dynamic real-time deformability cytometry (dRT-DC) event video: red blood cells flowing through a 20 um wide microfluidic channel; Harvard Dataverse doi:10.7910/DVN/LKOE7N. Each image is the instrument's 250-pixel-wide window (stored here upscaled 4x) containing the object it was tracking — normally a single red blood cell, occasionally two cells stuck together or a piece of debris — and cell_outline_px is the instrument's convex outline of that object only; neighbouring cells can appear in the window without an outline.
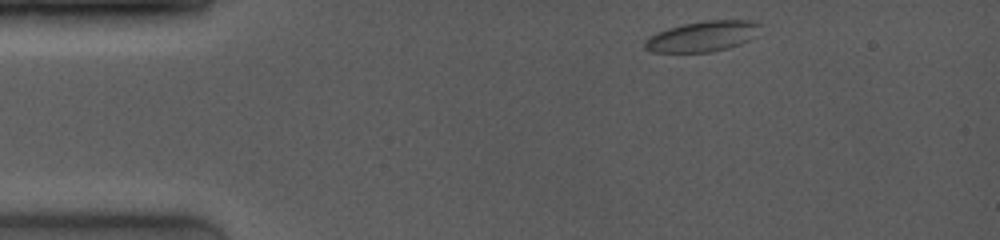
{"species": "common noctule bat (a hibernating species)", "species_latin": "Nyctalus noctula", "temperature_condition": "room temperature", "stored_images_in_passage": 16, "camera_frame_rate_fps": 4000, "um_per_image_px": 0.085, "animal": {"sex": "female", "body_mass_g": 19.0, "forearm_length_mm": 53.3}, "frame": {"image": 1, "passage_image": 1, "time_ms": 0.0, "image_size_px": [1000, 240], "cell_outline_px": [[760, 24], [756, 36], [740, 44], [728, 48], [712, 52], [652, 52], [644, 48], [644, 40], [648, 36], [668, 28], [684, 24], [704, 20], [756, 20]], "centroid_in_image_um": [59.71, 3.09], "position_along_channel_um": 25.3, "area_um2": 20.63}}
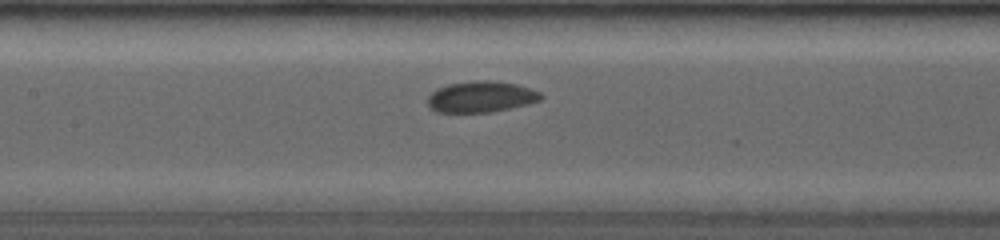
{"frame": {"image": 2, "passage_image": 10, "time_ms": 5.25, "image_size_px": [1000, 240], "cell_outline_px": [[544, 96], [540, 100], [528, 104], [492, 112], [436, 112], [428, 104], [428, 96], [436, 88], [448, 84], [472, 80], [488, 80], [516, 84], [540, 92]], "centroid_in_image_um": [40.88, 8.22], "position_along_channel_um": 166.5, "area_um2": 20.52}}
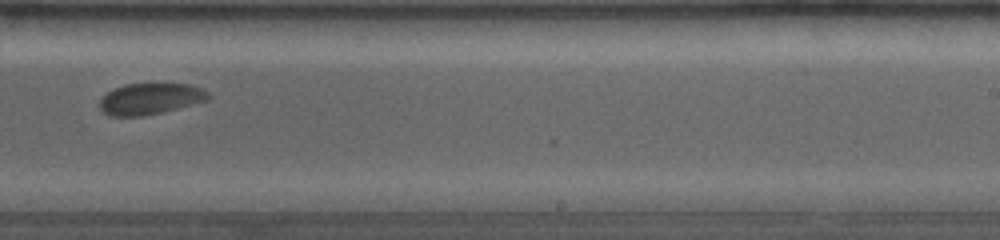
{"frame": {"image": 3, "passage_image": 15, "time_ms": 8.0, "image_size_px": [1000, 240], "cell_outline_px": [[212, 96], [208, 100], [160, 112], [140, 116], [112, 116], [104, 112], [100, 108], [100, 100], [108, 92], [124, 84], [192, 84], [208, 92]], "centroid_in_image_um": [12.79, 8.39], "position_along_channel_um": 276.2, "area_um2": 19.42}}